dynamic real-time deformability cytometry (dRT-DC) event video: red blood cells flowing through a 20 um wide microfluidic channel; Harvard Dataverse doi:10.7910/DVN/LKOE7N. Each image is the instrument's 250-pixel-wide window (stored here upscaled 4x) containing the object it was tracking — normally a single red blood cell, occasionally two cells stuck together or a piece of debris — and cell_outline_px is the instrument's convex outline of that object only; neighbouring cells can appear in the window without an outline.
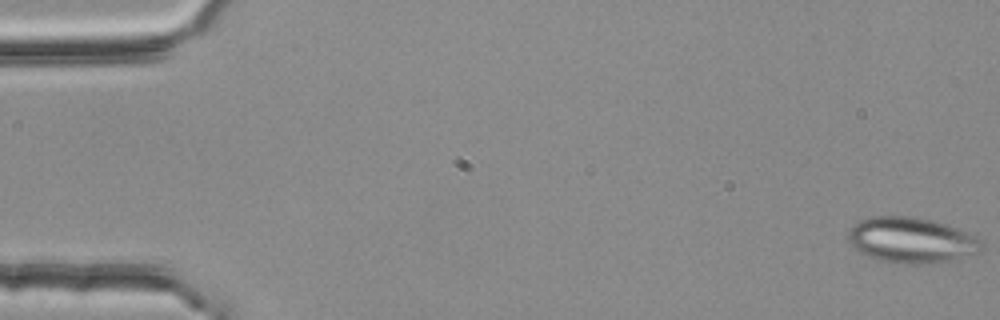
{"species": "common noctule bat (a hibernating species)", "species_latin": "Nyctalus noctula", "temperature_condition": "room temperature", "stored_images_in_passage": 55, "segment_of_instrument_passage": [1, 2], "camera_frame_rate_fps": 3000, "um_per_image_px": 0.085, "animal": {"sex": "female", "body_mass_g": 25.1}, "frame": {"image": 1, "passage_image": 1, "time_ms": 0.0, "image_size_px": [1000, 320], "cell_outline_px": [[984, 248], [980, 252], [936, 264], [900, 264], [876, 260], [856, 252], [848, 240], [848, 232], [852, 224], [868, 216], [916, 216], [932, 220], [968, 232], [984, 240]], "centroid_in_image_um": [77.46, 20.42], "position_along_channel_um": 7.5, "area_um2": 36.36}}